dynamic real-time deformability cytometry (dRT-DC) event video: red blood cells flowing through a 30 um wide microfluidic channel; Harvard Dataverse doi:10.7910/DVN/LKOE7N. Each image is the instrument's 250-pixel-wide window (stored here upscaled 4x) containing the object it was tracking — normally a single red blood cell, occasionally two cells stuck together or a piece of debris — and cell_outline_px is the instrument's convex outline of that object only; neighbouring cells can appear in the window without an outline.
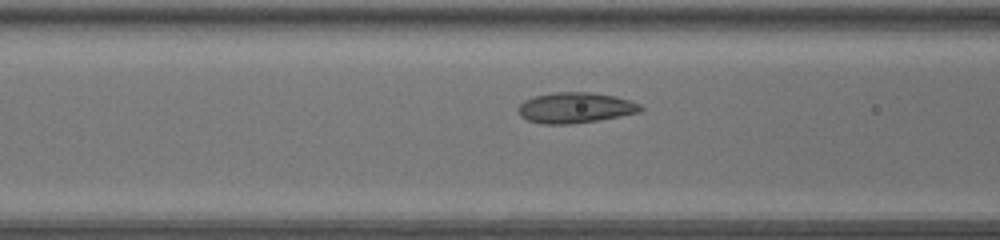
{"species": "common noctule bat (a hibernating species)", "species_latin": "Nyctalus noctula", "temperature_condition": "warm", "stored_images_in_passage": 29, "camera_frame_rate_fps": 3000, "um_per_image_px": 0.085, "animal": {"sex": "female", "body_mass_g": 17.0, "forearm_length_mm": 48.0}, "frame": {"image": 1, "passage_image": 7, "time_ms": 2.0, "image_size_px": [1000, 240], "cell_outline_px": [[644, 108], [640, 112], [596, 120], [568, 124], [544, 124], [528, 120], [520, 116], [516, 108], [524, 100], [536, 96], [552, 92], [592, 92], [616, 96], [640, 104]], "centroid_in_image_um": [48.87, 9.15], "position_along_channel_um": 117.7, "area_um2": 21.73}}
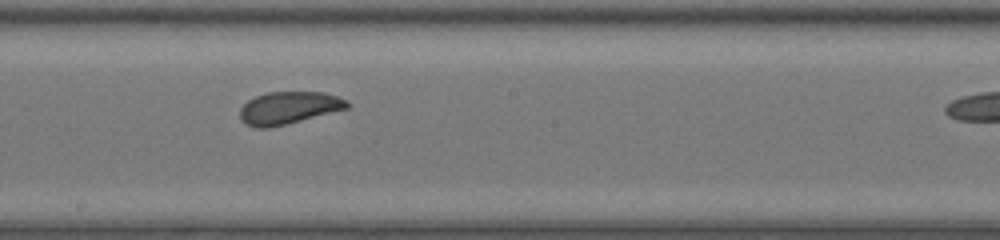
{"frame": {"image": 2, "passage_image": 15, "time_ms": 4.667, "image_size_px": [1000, 240], "cell_outline_px": [[352, 104], [348, 108], [268, 128], [256, 128], [244, 124], [240, 120], [240, 108], [248, 100], [256, 96], [268, 92], [324, 92], [348, 100]], "centroid_in_image_um": [24.52, 9.16], "position_along_channel_um": 223.7, "area_um2": 20.17}}
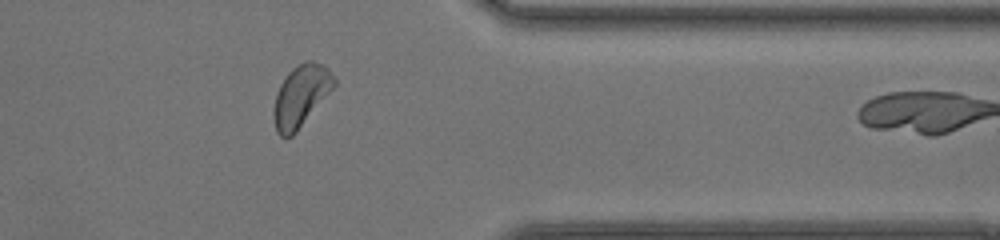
{"frame": {"image": 3, "passage_image": 28, "time_ms": 9.0, "image_size_px": [1000, 240], "cell_outline_px": [[336, 84], [296, 132], [292, 136], [280, 136], [276, 132], [272, 112], [276, 96], [280, 84], [288, 72], [292, 68], [304, 60], [312, 60], [328, 68], [336, 80]], "centroid_in_image_um": [25.56, 8.13], "position_along_channel_um": 385.8, "area_um2": 21.44}}